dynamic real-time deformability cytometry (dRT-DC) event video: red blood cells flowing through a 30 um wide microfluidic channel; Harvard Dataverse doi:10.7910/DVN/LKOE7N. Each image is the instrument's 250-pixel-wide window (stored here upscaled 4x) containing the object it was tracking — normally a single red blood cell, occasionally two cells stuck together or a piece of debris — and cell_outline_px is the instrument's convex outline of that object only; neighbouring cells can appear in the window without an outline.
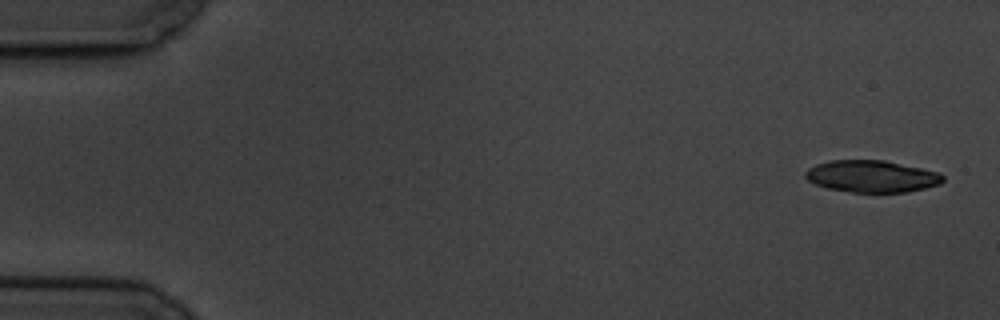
{"species": "common noctule bat (a hibernating species)", "species_latin": "Nyctalus noctula", "temperature_condition": "cold", "stored_images_in_passage": 6, "camera_frame_rate_fps": 3000, "um_per_image_px": 0.085, "animal": {"sex": "male", "body_mass_g": 19.5, "forearm_length_mm": 54.6}, "frame": {"image": 1, "passage_image": 1, "time_ms": 0.0, "image_size_px": [1000, 320], "cell_outline_px": [[944, 180], [940, 184], [908, 192], [852, 192], [824, 188], [808, 180], [804, 176], [804, 172], [808, 168], [816, 164], [832, 160], [884, 160], [940, 172], [944, 176]], "centroid_in_image_um": [74.09, 14.99], "position_along_channel_um": 10.9, "area_um2": 25.72}}
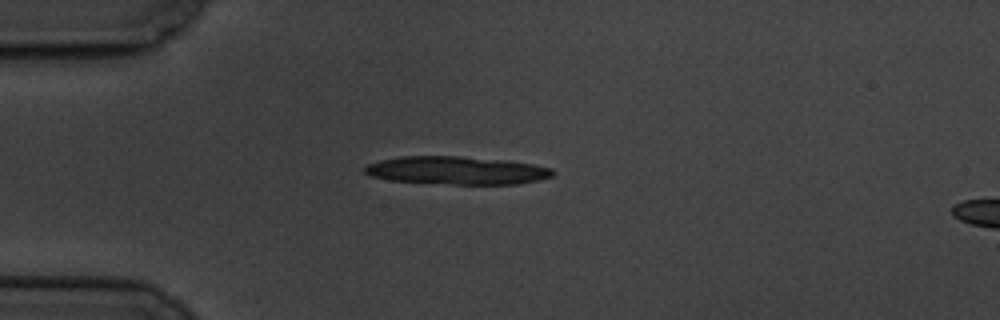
{"frame": {"image": 2, "passage_image": 4, "time_ms": 4.333, "image_size_px": [1000, 320], "cell_outline_px": [[556, 172], [552, 176], [540, 180], [520, 184], [452, 184], [388, 180], [372, 176], [364, 172], [364, 168], [368, 164], [380, 160], [400, 156], [460, 156], [504, 160], [532, 164], [552, 168]], "centroid_in_image_um": [38.85, 14.48], "position_along_channel_um": 46.2, "area_um2": 30.75}}